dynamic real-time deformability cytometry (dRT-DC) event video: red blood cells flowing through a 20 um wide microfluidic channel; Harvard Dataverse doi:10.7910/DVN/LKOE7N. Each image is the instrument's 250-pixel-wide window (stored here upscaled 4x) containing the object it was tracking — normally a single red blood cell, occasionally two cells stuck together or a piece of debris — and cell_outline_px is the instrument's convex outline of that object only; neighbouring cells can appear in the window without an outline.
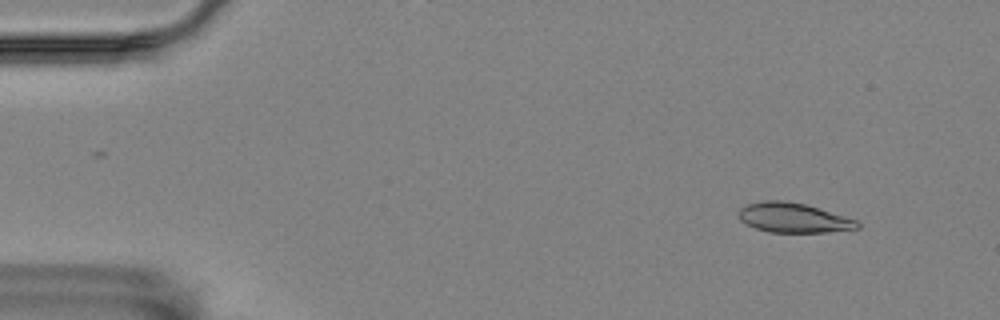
{"species": "Egyptian fruit bat (a non-hibernating species)", "species_latin": "Rousettus aegyptiacus", "temperature_condition": "room temperature", "stored_images_in_passage": 37, "camera_frame_rate_fps": 3000, "um_per_image_px": 0.085, "animal": {"sex": "female"}, "frame": {"image": 1, "passage_image": 6, "time_ms": 1.667, "image_size_px": [1000, 320], "cell_outline_px": [[860, 228], [824, 232], [768, 232], [756, 228], [740, 220], [740, 208], [748, 204], [764, 200], [784, 200], [804, 204], [856, 220], [860, 224]], "centroid_in_image_um": [67.43, 18.51], "position_along_channel_um": 17.6, "area_um2": 20.11}}
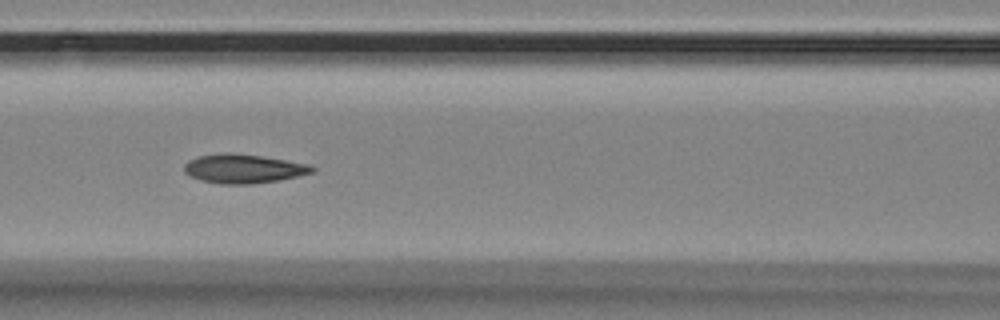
{"frame": {"image": 2, "passage_image": 25, "time_ms": 8.0, "image_size_px": [1000, 320], "cell_outline_px": [[316, 172], [276, 180], [252, 184], [220, 184], [200, 180], [188, 176], [184, 172], [184, 164], [188, 160], [200, 156], [228, 152], [232, 152], [260, 156], [312, 164], [316, 168]], "centroid_in_image_um": [20.69, 14.34], "position_along_channel_um": 145.9, "area_um2": 21.73}}
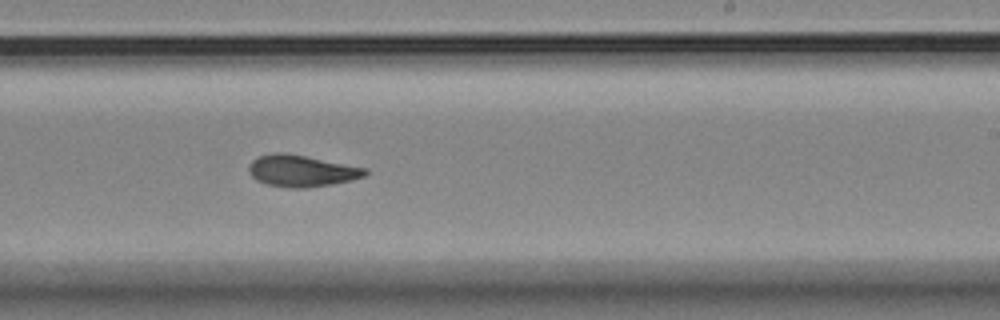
{"frame": {"image": 3, "passage_image": 35, "time_ms": 11.333, "image_size_px": [1000, 320], "cell_outline_px": [[368, 172], [364, 176], [352, 180], [332, 184], [308, 188], [292, 188], [268, 184], [256, 180], [248, 172], [248, 168], [252, 160], [260, 156], [276, 152], [284, 152], [368, 168]], "centroid_in_image_um": [25.64, 14.52], "position_along_channel_um": 263.4, "area_um2": 21.39}}